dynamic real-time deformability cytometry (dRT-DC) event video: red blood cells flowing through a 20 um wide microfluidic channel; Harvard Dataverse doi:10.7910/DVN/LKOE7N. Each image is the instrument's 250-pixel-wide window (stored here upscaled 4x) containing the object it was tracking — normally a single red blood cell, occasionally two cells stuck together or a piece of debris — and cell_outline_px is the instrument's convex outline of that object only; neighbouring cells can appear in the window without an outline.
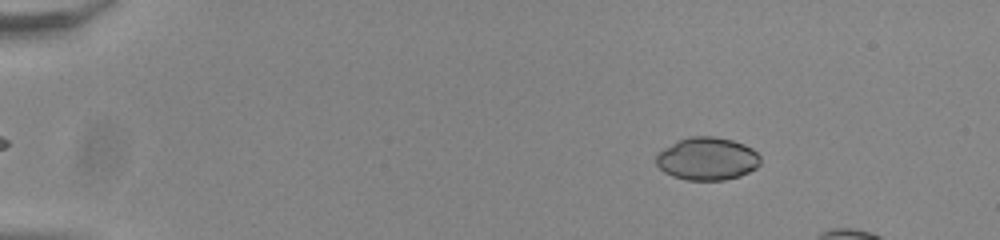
{"species": "common noctule bat (a hibernating species)", "species_latin": "Nyctalus noctula", "temperature_condition": "room temperature", "stored_images_in_passage": 16, "camera_frame_rate_fps": 3000, "um_per_image_px": 0.085, "animal": {"sex": "male", "body_mass_g": 20.0, "forearm_length_mm": 53.3}, "frame": {"image": 1, "passage_image": 7, "time_ms": 2.0, "image_size_px": [1000, 240], "cell_outline_px": [[760, 164], [756, 168], [740, 176], [724, 180], [688, 180], [672, 176], [664, 172], [656, 164], [656, 156], [664, 148], [680, 140], [692, 136], [716, 136], [732, 140], [744, 144], [752, 148], [760, 156]], "centroid_in_image_um": [60.13, 13.5], "position_along_channel_um": 24.9, "area_um2": 25.95}}